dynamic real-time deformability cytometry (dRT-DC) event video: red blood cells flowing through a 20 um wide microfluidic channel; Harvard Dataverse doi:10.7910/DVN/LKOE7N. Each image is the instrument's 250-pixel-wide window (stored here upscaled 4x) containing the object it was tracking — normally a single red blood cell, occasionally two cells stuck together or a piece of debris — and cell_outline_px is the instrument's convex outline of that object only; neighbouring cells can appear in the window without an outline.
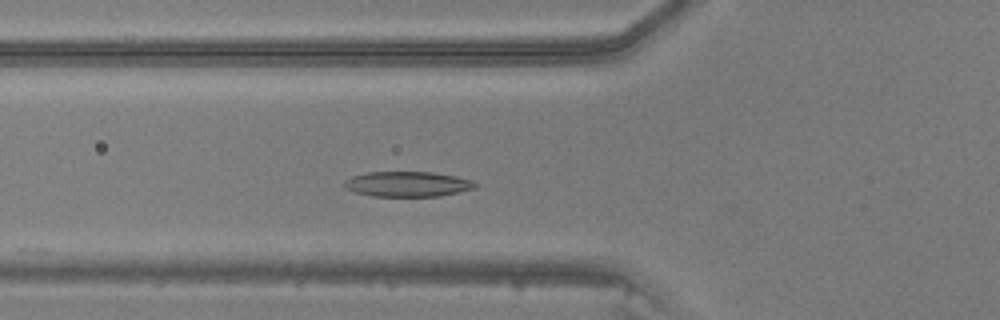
{"species": "common noctule bat (a hibernating species)", "species_latin": "Nyctalus noctula", "temperature_condition": "warm", "stored_images_in_passage": 16, "camera_frame_rate_fps": 3000, "um_per_image_px": 0.085, "animal": {"sex": "male", "body_mass_g": 20.5, "forearm_length_mm": 52.5}, "frame": {"image": 1, "passage_image": 5, "time_ms": 1.333, "image_size_px": [1000, 320], "cell_outline_px": [[476, 188], [460, 192], [440, 196], [372, 196], [356, 192], [344, 188], [344, 180], [352, 176], [368, 172], [432, 172], [456, 176], [472, 180], [476, 184]], "centroid_in_image_um": [34.64, 15.64], "position_along_channel_um": 91.2, "area_um2": 19.25}}
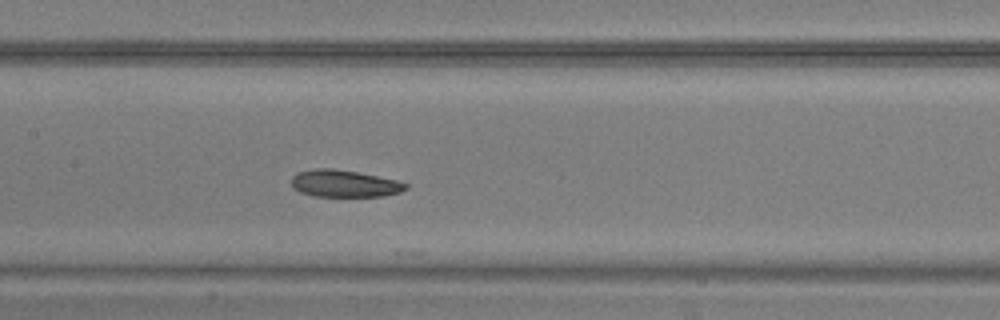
{"frame": {"image": 2, "passage_image": 11, "time_ms": 3.333, "image_size_px": [1000, 320], "cell_outline_px": [[408, 188], [400, 192], [384, 196], [312, 196], [300, 192], [292, 188], [292, 176], [296, 172], [316, 168], [332, 168], [356, 172], [396, 180], [408, 184]], "centroid_in_image_um": [29.23, 15.6], "position_along_channel_um": 178.2, "area_um2": 18.03}}
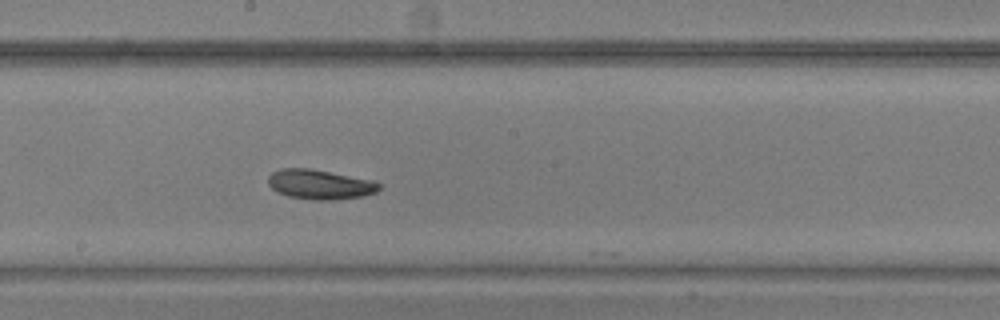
{"frame": {"image": 3, "passage_image": 14, "time_ms": 4.333, "image_size_px": [1000, 320], "cell_outline_px": [[380, 188], [376, 192], [364, 196], [332, 200], [316, 200], [288, 196], [276, 192], [268, 184], [268, 176], [272, 172], [280, 168], [308, 168], [368, 180], [380, 184]], "centroid_in_image_um": [27.12, 15.68], "position_along_channel_um": 221.1, "area_um2": 18.9}}